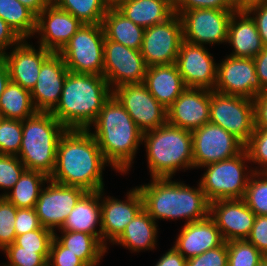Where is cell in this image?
Segmentation results:
<instances>
[{
	"instance_id": "12",
	"label": "cell",
	"mask_w": 267,
	"mask_h": 266,
	"mask_svg": "<svg viewBox=\"0 0 267 266\" xmlns=\"http://www.w3.org/2000/svg\"><path fill=\"white\" fill-rule=\"evenodd\" d=\"M183 41L182 22L177 13L145 29L140 52L146 65L174 64Z\"/></svg>"
},
{
	"instance_id": "11",
	"label": "cell",
	"mask_w": 267,
	"mask_h": 266,
	"mask_svg": "<svg viewBox=\"0 0 267 266\" xmlns=\"http://www.w3.org/2000/svg\"><path fill=\"white\" fill-rule=\"evenodd\" d=\"M244 144L233 134L213 123L192 131L193 166L201 168L231 159L244 150Z\"/></svg>"
},
{
	"instance_id": "30",
	"label": "cell",
	"mask_w": 267,
	"mask_h": 266,
	"mask_svg": "<svg viewBox=\"0 0 267 266\" xmlns=\"http://www.w3.org/2000/svg\"><path fill=\"white\" fill-rule=\"evenodd\" d=\"M105 39L140 50L145 29L127 19L115 7H109L102 21Z\"/></svg>"
},
{
	"instance_id": "1",
	"label": "cell",
	"mask_w": 267,
	"mask_h": 266,
	"mask_svg": "<svg viewBox=\"0 0 267 266\" xmlns=\"http://www.w3.org/2000/svg\"><path fill=\"white\" fill-rule=\"evenodd\" d=\"M90 131L67 129L64 132L57 146L56 164L49 179L82 188L86 192L104 189L102 172L109 164Z\"/></svg>"
},
{
	"instance_id": "19",
	"label": "cell",
	"mask_w": 267,
	"mask_h": 266,
	"mask_svg": "<svg viewBox=\"0 0 267 266\" xmlns=\"http://www.w3.org/2000/svg\"><path fill=\"white\" fill-rule=\"evenodd\" d=\"M103 192L104 189L101 190L102 244L108 248L106 244L113 243L143 208V198L137 186L127 192V199L124 201L109 195L103 197Z\"/></svg>"
},
{
	"instance_id": "35",
	"label": "cell",
	"mask_w": 267,
	"mask_h": 266,
	"mask_svg": "<svg viewBox=\"0 0 267 266\" xmlns=\"http://www.w3.org/2000/svg\"><path fill=\"white\" fill-rule=\"evenodd\" d=\"M53 3L83 24H102L109 8L104 0H54Z\"/></svg>"
},
{
	"instance_id": "22",
	"label": "cell",
	"mask_w": 267,
	"mask_h": 266,
	"mask_svg": "<svg viewBox=\"0 0 267 266\" xmlns=\"http://www.w3.org/2000/svg\"><path fill=\"white\" fill-rule=\"evenodd\" d=\"M27 39H22L10 52L1 57L9 70L10 81L19 84L22 88L31 92L34 88L42 64L53 54L39 45L35 49Z\"/></svg>"
},
{
	"instance_id": "31",
	"label": "cell",
	"mask_w": 267,
	"mask_h": 266,
	"mask_svg": "<svg viewBox=\"0 0 267 266\" xmlns=\"http://www.w3.org/2000/svg\"><path fill=\"white\" fill-rule=\"evenodd\" d=\"M60 231L62 235L59 237L54 233V238L87 266H97L107 252V248L93 235L84 232Z\"/></svg>"
},
{
	"instance_id": "25",
	"label": "cell",
	"mask_w": 267,
	"mask_h": 266,
	"mask_svg": "<svg viewBox=\"0 0 267 266\" xmlns=\"http://www.w3.org/2000/svg\"><path fill=\"white\" fill-rule=\"evenodd\" d=\"M143 83L151 95L166 109L187 88L175 63L149 66Z\"/></svg>"
},
{
	"instance_id": "37",
	"label": "cell",
	"mask_w": 267,
	"mask_h": 266,
	"mask_svg": "<svg viewBox=\"0 0 267 266\" xmlns=\"http://www.w3.org/2000/svg\"><path fill=\"white\" fill-rule=\"evenodd\" d=\"M228 266H257L265 256L247 239L227 242Z\"/></svg>"
},
{
	"instance_id": "47",
	"label": "cell",
	"mask_w": 267,
	"mask_h": 266,
	"mask_svg": "<svg viewBox=\"0 0 267 266\" xmlns=\"http://www.w3.org/2000/svg\"><path fill=\"white\" fill-rule=\"evenodd\" d=\"M201 8L233 10V4L231 0H173L174 11H187Z\"/></svg>"
},
{
	"instance_id": "36",
	"label": "cell",
	"mask_w": 267,
	"mask_h": 266,
	"mask_svg": "<svg viewBox=\"0 0 267 266\" xmlns=\"http://www.w3.org/2000/svg\"><path fill=\"white\" fill-rule=\"evenodd\" d=\"M243 200L256 216L267 215V172H253Z\"/></svg>"
},
{
	"instance_id": "15",
	"label": "cell",
	"mask_w": 267,
	"mask_h": 266,
	"mask_svg": "<svg viewBox=\"0 0 267 266\" xmlns=\"http://www.w3.org/2000/svg\"><path fill=\"white\" fill-rule=\"evenodd\" d=\"M35 204L36 214L44 228L53 232L61 229L68 215L86 191L79 187L63 185L49 179Z\"/></svg>"
},
{
	"instance_id": "5",
	"label": "cell",
	"mask_w": 267,
	"mask_h": 266,
	"mask_svg": "<svg viewBox=\"0 0 267 266\" xmlns=\"http://www.w3.org/2000/svg\"><path fill=\"white\" fill-rule=\"evenodd\" d=\"M151 178H173L181 169H193L192 132L165 124L143 133Z\"/></svg>"
},
{
	"instance_id": "6",
	"label": "cell",
	"mask_w": 267,
	"mask_h": 266,
	"mask_svg": "<svg viewBox=\"0 0 267 266\" xmlns=\"http://www.w3.org/2000/svg\"><path fill=\"white\" fill-rule=\"evenodd\" d=\"M66 130L51 112H36L22 121V144L17 157L27 170L50 177L59 140Z\"/></svg>"
},
{
	"instance_id": "3",
	"label": "cell",
	"mask_w": 267,
	"mask_h": 266,
	"mask_svg": "<svg viewBox=\"0 0 267 266\" xmlns=\"http://www.w3.org/2000/svg\"><path fill=\"white\" fill-rule=\"evenodd\" d=\"M172 178H152L150 183L138 186L143 208L156 220L185 219L186 224L209 216L210 202L198 183L192 188Z\"/></svg>"
},
{
	"instance_id": "24",
	"label": "cell",
	"mask_w": 267,
	"mask_h": 266,
	"mask_svg": "<svg viewBox=\"0 0 267 266\" xmlns=\"http://www.w3.org/2000/svg\"><path fill=\"white\" fill-rule=\"evenodd\" d=\"M177 236L173 247L186 259L201 255L225 242L210 216L200 221L184 223Z\"/></svg>"
},
{
	"instance_id": "16",
	"label": "cell",
	"mask_w": 267,
	"mask_h": 266,
	"mask_svg": "<svg viewBox=\"0 0 267 266\" xmlns=\"http://www.w3.org/2000/svg\"><path fill=\"white\" fill-rule=\"evenodd\" d=\"M262 90L253 58L228 55L217 64L214 91L254 99Z\"/></svg>"
},
{
	"instance_id": "39",
	"label": "cell",
	"mask_w": 267,
	"mask_h": 266,
	"mask_svg": "<svg viewBox=\"0 0 267 266\" xmlns=\"http://www.w3.org/2000/svg\"><path fill=\"white\" fill-rule=\"evenodd\" d=\"M22 144V121L0 117V154L18 156Z\"/></svg>"
},
{
	"instance_id": "54",
	"label": "cell",
	"mask_w": 267,
	"mask_h": 266,
	"mask_svg": "<svg viewBox=\"0 0 267 266\" xmlns=\"http://www.w3.org/2000/svg\"><path fill=\"white\" fill-rule=\"evenodd\" d=\"M233 4V11L235 12H247L249 9L261 5L267 4V0H231Z\"/></svg>"
},
{
	"instance_id": "55",
	"label": "cell",
	"mask_w": 267,
	"mask_h": 266,
	"mask_svg": "<svg viewBox=\"0 0 267 266\" xmlns=\"http://www.w3.org/2000/svg\"><path fill=\"white\" fill-rule=\"evenodd\" d=\"M22 5L38 16L51 2L49 0H19Z\"/></svg>"
},
{
	"instance_id": "53",
	"label": "cell",
	"mask_w": 267,
	"mask_h": 266,
	"mask_svg": "<svg viewBox=\"0 0 267 266\" xmlns=\"http://www.w3.org/2000/svg\"><path fill=\"white\" fill-rule=\"evenodd\" d=\"M155 266H187V259L172 247L163 254Z\"/></svg>"
},
{
	"instance_id": "58",
	"label": "cell",
	"mask_w": 267,
	"mask_h": 266,
	"mask_svg": "<svg viewBox=\"0 0 267 266\" xmlns=\"http://www.w3.org/2000/svg\"><path fill=\"white\" fill-rule=\"evenodd\" d=\"M257 266H267V257H265Z\"/></svg>"
},
{
	"instance_id": "13",
	"label": "cell",
	"mask_w": 267,
	"mask_h": 266,
	"mask_svg": "<svg viewBox=\"0 0 267 266\" xmlns=\"http://www.w3.org/2000/svg\"><path fill=\"white\" fill-rule=\"evenodd\" d=\"M147 68L140 50L104 40L103 76L112 91L125 84L143 83Z\"/></svg>"
},
{
	"instance_id": "20",
	"label": "cell",
	"mask_w": 267,
	"mask_h": 266,
	"mask_svg": "<svg viewBox=\"0 0 267 266\" xmlns=\"http://www.w3.org/2000/svg\"><path fill=\"white\" fill-rule=\"evenodd\" d=\"M209 216L225 242L247 239L256 217L243 198L210 202Z\"/></svg>"
},
{
	"instance_id": "32",
	"label": "cell",
	"mask_w": 267,
	"mask_h": 266,
	"mask_svg": "<svg viewBox=\"0 0 267 266\" xmlns=\"http://www.w3.org/2000/svg\"><path fill=\"white\" fill-rule=\"evenodd\" d=\"M48 180L46 174L26 169L11 192H7L4 197L17 208H34L42 187Z\"/></svg>"
},
{
	"instance_id": "52",
	"label": "cell",
	"mask_w": 267,
	"mask_h": 266,
	"mask_svg": "<svg viewBox=\"0 0 267 266\" xmlns=\"http://www.w3.org/2000/svg\"><path fill=\"white\" fill-rule=\"evenodd\" d=\"M256 74L263 89H267V45L254 58Z\"/></svg>"
},
{
	"instance_id": "45",
	"label": "cell",
	"mask_w": 267,
	"mask_h": 266,
	"mask_svg": "<svg viewBox=\"0 0 267 266\" xmlns=\"http://www.w3.org/2000/svg\"><path fill=\"white\" fill-rule=\"evenodd\" d=\"M47 266H87L75 254L63 247L55 238H53Z\"/></svg>"
},
{
	"instance_id": "27",
	"label": "cell",
	"mask_w": 267,
	"mask_h": 266,
	"mask_svg": "<svg viewBox=\"0 0 267 266\" xmlns=\"http://www.w3.org/2000/svg\"><path fill=\"white\" fill-rule=\"evenodd\" d=\"M99 225V230L96 229ZM101 190L86 192L76 203L59 230L84 232L95 236L102 243Z\"/></svg>"
},
{
	"instance_id": "26",
	"label": "cell",
	"mask_w": 267,
	"mask_h": 266,
	"mask_svg": "<svg viewBox=\"0 0 267 266\" xmlns=\"http://www.w3.org/2000/svg\"><path fill=\"white\" fill-rule=\"evenodd\" d=\"M229 43L233 48L230 56L254 58L263 49L255 21L247 12H234L228 27Z\"/></svg>"
},
{
	"instance_id": "38",
	"label": "cell",
	"mask_w": 267,
	"mask_h": 266,
	"mask_svg": "<svg viewBox=\"0 0 267 266\" xmlns=\"http://www.w3.org/2000/svg\"><path fill=\"white\" fill-rule=\"evenodd\" d=\"M2 251L8 263L2 266H47L50 250H29L15 243L6 246Z\"/></svg>"
},
{
	"instance_id": "14",
	"label": "cell",
	"mask_w": 267,
	"mask_h": 266,
	"mask_svg": "<svg viewBox=\"0 0 267 266\" xmlns=\"http://www.w3.org/2000/svg\"><path fill=\"white\" fill-rule=\"evenodd\" d=\"M112 94L143 133L167 123V109L151 95L144 83L116 87Z\"/></svg>"
},
{
	"instance_id": "57",
	"label": "cell",
	"mask_w": 267,
	"mask_h": 266,
	"mask_svg": "<svg viewBox=\"0 0 267 266\" xmlns=\"http://www.w3.org/2000/svg\"><path fill=\"white\" fill-rule=\"evenodd\" d=\"M109 7H116L120 2L124 0H104Z\"/></svg>"
},
{
	"instance_id": "21",
	"label": "cell",
	"mask_w": 267,
	"mask_h": 266,
	"mask_svg": "<svg viewBox=\"0 0 267 266\" xmlns=\"http://www.w3.org/2000/svg\"><path fill=\"white\" fill-rule=\"evenodd\" d=\"M211 90L186 88L167 109V124L193 131L210 120Z\"/></svg>"
},
{
	"instance_id": "40",
	"label": "cell",
	"mask_w": 267,
	"mask_h": 266,
	"mask_svg": "<svg viewBox=\"0 0 267 266\" xmlns=\"http://www.w3.org/2000/svg\"><path fill=\"white\" fill-rule=\"evenodd\" d=\"M249 162L258 164L260 168L254 172H267V129H254L249 141L245 144Z\"/></svg>"
},
{
	"instance_id": "4",
	"label": "cell",
	"mask_w": 267,
	"mask_h": 266,
	"mask_svg": "<svg viewBox=\"0 0 267 266\" xmlns=\"http://www.w3.org/2000/svg\"><path fill=\"white\" fill-rule=\"evenodd\" d=\"M111 95L104 76L68 72L59 102L51 113L66 129L90 130Z\"/></svg>"
},
{
	"instance_id": "2",
	"label": "cell",
	"mask_w": 267,
	"mask_h": 266,
	"mask_svg": "<svg viewBox=\"0 0 267 266\" xmlns=\"http://www.w3.org/2000/svg\"><path fill=\"white\" fill-rule=\"evenodd\" d=\"M90 132L106 162L116 172L128 173L142 144L143 132L112 94L103 104Z\"/></svg>"
},
{
	"instance_id": "9",
	"label": "cell",
	"mask_w": 267,
	"mask_h": 266,
	"mask_svg": "<svg viewBox=\"0 0 267 266\" xmlns=\"http://www.w3.org/2000/svg\"><path fill=\"white\" fill-rule=\"evenodd\" d=\"M210 123L224 128L244 145L254 132L253 99L211 90Z\"/></svg>"
},
{
	"instance_id": "17",
	"label": "cell",
	"mask_w": 267,
	"mask_h": 266,
	"mask_svg": "<svg viewBox=\"0 0 267 266\" xmlns=\"http://www.w3.org/2000/svg\"><path fill=\"white\" fill-rule=\"evenodd\" d=\"M204 45L182 41L176 66L187 88L214 90L217 79V64Z\"/></svg>"
},
{
	"instance_id": "49",
	"label": "cell",
	"mask_w": 267,
	"mask_h": 266,
	"mask_svg": "<svg viewBox=\"0 0 267 266\" xmlns=\"http://www.w3.org/2000/svg\"><path fill=\"white\" fill-rule=\"evenodd\" d=\"M255 129H267V89L253 99Z\"/></svg>"
},
{
	"instance_id": "33",
	"label": "cell",
	"mask_w": 267,
	"mask_h": 266,
	"mask_svg": "<svg viewBox=\"0 0 267 266\" xmlns=\"http://www.w3.org/2000/svg\"><path fill=\"white\" fill-rule=\"evenodd\" d=\"M36 112L30 91L10 81L0 96V117L24 121Z\"/></svg>"
},
{
	"instance_id": "41",
	"label": "cell",
	"mask_w": 267,
	"mask_h": 266,
	"mask_svg": "<svg viewBox=\"0 0 267 266\" xmlns=\"http://www.w3.org/2000/svg\"><path fill=\"white\" fill-rule=\"evenodd\" d=\"M25 170L26 167L17 156L0 154V189L5 192L0 197L7 194L5 190L9 192L13 188Z\"/></svg>"
},
{
	"instance_id": "18",
	"label": "cell",
	"mask_w": 267,
	"mask_h": 266,
	"mask_svg": "<svg viewBox=\"0 0 267 266\" xmlns=\"http://www.w3.org/2000/svg\"><path fill=\"white\" fill-rule=\"evenodd\" d=\"M83 23L69 12L51 2L36 19L39 45L52 53H59Z\"/></svg>"
},
{
	"instance_id": "48",
	"label": "cell",
	"mask_w": 267,
	"mask_h": 266,
	"mask_svg": "<svg viewBox=\"0 0 267 266\" xmlns=\"http://www.w3.org/2000/svg\"><path fill=\"white\" fill-rule=\"evenodd\" d=\"M247 240L267 257V215L255 217Z\"/></svg>"
},
{
	"instance_id": "28",
	"label": "cell",
	"mask_w": 267,
	"mask_h": 266,
	"mask_svg": "<svg viewBox=\"0 0 267 266\" xmlns=\"http://www.w3.org/2000/svg\"><path fill=\"white\" fill-rule=\"evenodd\" d=\"M115 8L144 29L162 23L174 14L173 0H124Z\"/></svg>"
},
{
	"instance_id": "44",
	"label": "cell",
	"mask_w": 267,
	"mask_h": 266,
	"mask_svg": "<svg viewBox=\"0 0 267 266\" xmlns=\"http://www.w3.org/2000/svg\"><path fill=\"white\" fill-rule=\"evenodd\" d=\"M187 266H228L227 242L187 259Z\"/></svg>"
},
{
	"instance_id": "7",
	"label": "cell",
	"mask_w": 267,
	"mask_h": 266,
	"mask_svg": "<svg viewBox=\"0 0 267 266\" xmlns=\"http://www.w3.org/2000/svg\"><path fill=\"white\" fill-rule=\"evenodd\" d=\"M248 161L249 157L244 149L231 159L201 167L207 169L199 181L206 199L212 202L222 199L243 198L249 178L254 172L252 167L245 165V162ZM247 168L250 170L248 171Z\"/></svg>"
},
{
	"instance_id": "29",
	"label": "cell",
	"mask_w": 267,
	"mask_h": 266,
	"mask_svg": "<svg viewBox=\"0 0 267 266\" xmlns=\"http://www.w3.org/2000/svg\"><path fill=\"white\" fill-rule=\"evenodd\" d=\"M157 222L142 208L128 223L122 234L113 242L132 252L154 250L157 245Z\"/></svg>"
},
{
	"instance_id": "10",
	"label": "cell",
	"mask_w": 267,
	"mask_h": 266,
	"mask_svg": "<svg viewBox=\"0 0 267 266\" xmlns=\"http://www.w3.org/2000/svg\"><path fill=\"white\" fill-rule=\"evenodd\" d=\"M234 12L211 8L174 11L182 22L183 40L195 45L227 42L229 22Z\"/></svg>"
},
{
	"instance_id": "23",
	"label": "cell",
	"mask_w": 267,
	"mask_h": 266,
	"mask_svg": "<svg viewBox=\"0 0 267 266\" xmlns=\"http://www.w3.org/2000/svg\"><path fill=\"white\" fill-rule=\"evenodd\" d=\"M68 72L58 53H53L42 64L37 82L30 92L37 112H51L57 106Z\"/></svg>"
},
{
	"instance_id": "50",
	"label": "cell",
	"mask_w": 267,
	"mask_h": 266,
	"mask_svg": "<svg viewBox=\"0 0 267 266\" xmlns=\"http://www.w3.org/2000/svg\"><path fill=\"white\" fill-rule=\"evenodd\" d=\"M255 21L262 44L267 45V4L255 6L247 11Z\"/></svg>"
},
{
	"instance_id": "42",
	"label": "cell",
	"mask_w": 267,
	"mask_h": 266,
	"mask_svg": "<svg viewBox=\"0 0 267 266\" xmlns=\"http://www.w3.org/2000/svg\"><path fill=\"white\" fill-rule=\"evenodd\" d=\"M17 207L5 197H0V249L13 244L16 239L15 218Z\"/></svg>"
},
{
	"instance_id": "46",
	"label": "cell",
	"mask_w": 267,
	"mask_h": 266,
	"mask_svg": "<svg viewBox=\"0 0 267 266\" xmlns=\"http://www.w3.org/2000/svg\"><path fill=\"white\" fill-rule=\"evenodd\" d=\"M14 223L16 236L23 235L42 227L35 208H17Z\"/></svg>"
},
{
	"instance_id": "34",
	"label": "cell",
	"mask_w": 267,
	"mask_h": 266,
	"mask_svg": "<svg viewBox=\"0 0 267 266\" xmlns=\"http://www.w3.org/2000/svg\"><path fill=\"white\" fill-rule=\"evenodd\" d=\"M0 18L22 39L35 35L37 16L19 0H0Z\"/></svg>"
},
{
	"instance_id": "56",
	"label": "cell",
	"mask_w": 267,
	"mask_h": 266,
	"mask_svg": "<svg viewBox=\"0 0 267 266\" xmlns=\"http://www.w3.org/2000/svg\"><path fill=\"white\" fill-rule=\"evenodd\" d=\"M10 82V75L5 60L0 56V96Z\"/></svg>"
},
{
	"instance_id": "43",
	"label": "cell",
	"mask_w": 267,
	"mask_h": 266,
	"mask_svg": "<svg viewBox=\"0 0 267 266\" xmlns=\"http://www.w3.org/2000/svg\"><path fill=\"white\" fill-rule=\"evenodd\" d=\"M54 233L42 226L40 229L16 236L14 243L29 250H50Z\"/></svg>"
},
{
	"instance_id": "51",
	"label": "cell",
	"mask_w": 267,
	"mask_h": 266,
	"mask_svg": "<svg viewBox=\"0 0 267 266\" xmlns=\"http://www.w3.org/2000/svg\"><path fill=\"white\" fill-rule=\"evenodd\" d=\"M21 40L22 38L14 31V29L0 18V56L6 53L8 48L14 47Z\"/></svg>"
},
{
	"instance_id": "8",
	"label": "cell",
	"mask_w": 267,
	"mask_h": 266,
	"mask_svg": "<svg viewBox=\"0 0 267 266\" xmlns=\"http://www.w3.org/2000/svg\"><path fill=\"white\" fill-rule=\"evenodd\" d=\"M104 40L102 24H83L58 54L69 72L103 76Z\"/></svg>"
}]
</instances>
